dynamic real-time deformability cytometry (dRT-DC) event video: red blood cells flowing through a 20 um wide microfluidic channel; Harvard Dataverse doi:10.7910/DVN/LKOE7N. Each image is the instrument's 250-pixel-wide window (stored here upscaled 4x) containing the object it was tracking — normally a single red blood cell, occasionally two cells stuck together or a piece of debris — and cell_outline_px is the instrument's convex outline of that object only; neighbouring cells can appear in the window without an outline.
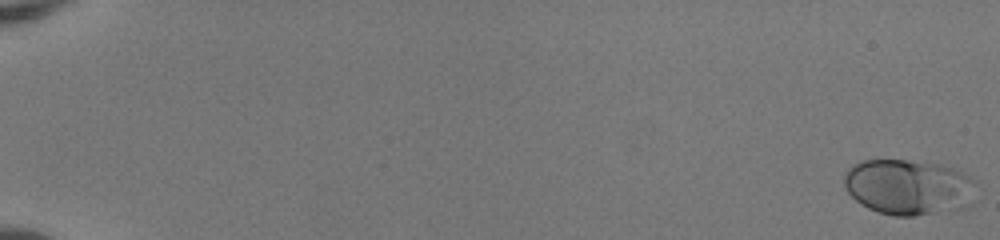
{"species": "human", "species_latin": "Homo sapiens", "temperature_condition": "room temperature", "stored_images_in_passage": 31, "camera_frame_rate_fps": 3000, "um_per_image_px": 0.085, "donor": {"sex": "female"}, "frame": {"image": 1, "passage_image": 1, "time_ms": 0.0, "image_size_px": [1000, 240], "cell_outline_px": [[976, 184], [968, 208], [912, 216], [892, 216], [868, 208], [860, 204], [848, 192], [844, 184], [844, 172], [852, 164], [860, 160], [904, 160], [940, 164], [952, 168], [976, 180]], "centroid_in_image_um": [77.2, 15.9], "position_along_channel_um": 7.8, "area_um2": 42.95}}
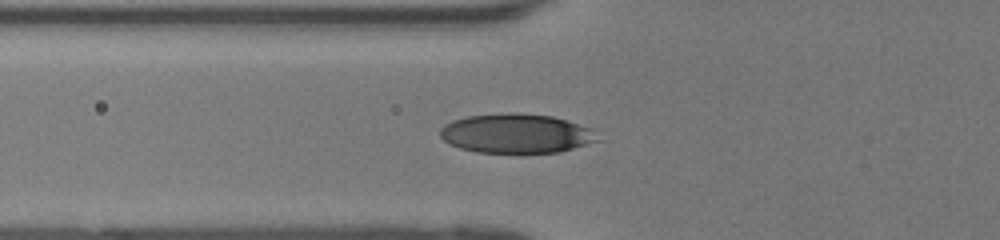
{"frame": {"image": 2, "passage_image": 22, "time_ms": 7.0, "image_size_px": [1000, 240], "cell_outline_px": [[604, 140], [560, 152], [476, 152], [460, 148], [444, 140], [440, 136], [440, 128], [444, 124], [452, 120], [468, 116], [552, 116], [588, 128]], "centroid_in_image_um": [43.9, 11.4], "position_along_channel_um": 81.9, "area_um2": 34.68}}
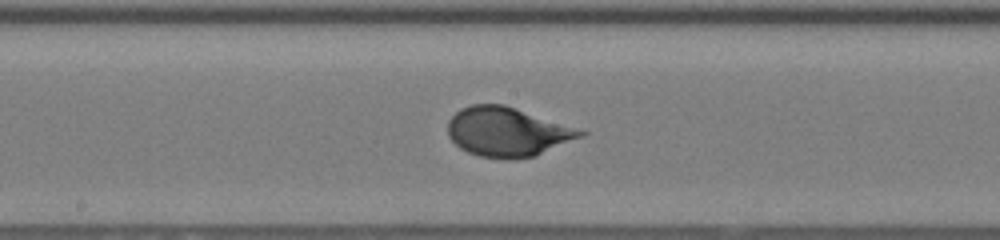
{"frame": {"image": 3, "passage_image": 31, "time_ms": 10.0, "image_size_px": [1000, 240], "cell_outline_px": [[588, 132], [584, 136], [536, 156], [508, 160], [480, 156], [468, 152], [460, 148], [448, 136], [448, 120], [460, 108], [472, 104], [504, 104]], "centroid_in_image_um": [43.11, 11.22], "position_along_channel_um": 205.1, "area_um2": 38.03}}